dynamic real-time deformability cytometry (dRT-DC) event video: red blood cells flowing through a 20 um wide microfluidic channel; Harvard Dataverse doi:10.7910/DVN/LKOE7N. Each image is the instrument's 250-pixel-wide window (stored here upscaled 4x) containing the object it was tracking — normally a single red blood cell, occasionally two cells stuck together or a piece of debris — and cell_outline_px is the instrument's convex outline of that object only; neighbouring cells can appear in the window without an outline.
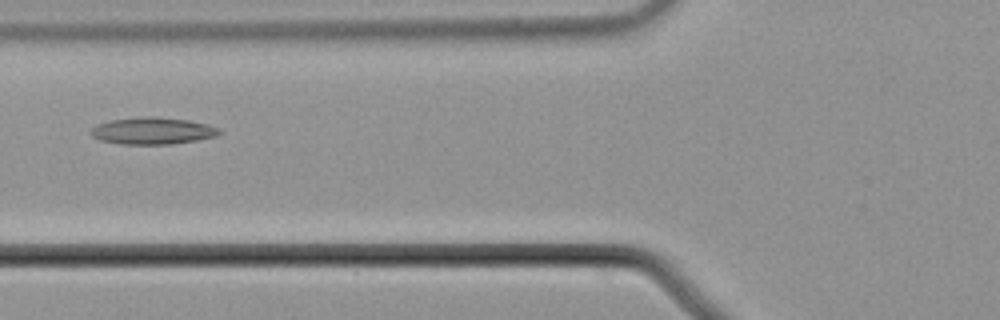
{"species": "common noctule bat (a hibernating species)", "species_latin": "Nyctalus noctula", "temperature_condition": "cold", "stored_images_in_passage": 7, "camera_frame_rate_fps": 3000, "um_per_image_px": 0.085, "animal": {"sex": "male", "body_mass_g": 21.5, "forearm_length_mm": 52.0}, "frame": {"image": 1, "passage_image": 5, "time_ms": 1.333, "image_size_px": [1000, 320], "cell_outline_px": [[220, 132], [216, 136], [196, 140], [172, 144], [120, 144], [100, 140], [92, 136], [92, 128], [96, 124], [108, 120], [140, 116], [156, 116], [188, 120], [208, 124], [220, 128]], "centroid_in_image_um": [12.96, 11.11], "position_along_channel_um": 112.8, "area_um2": 20.29}}
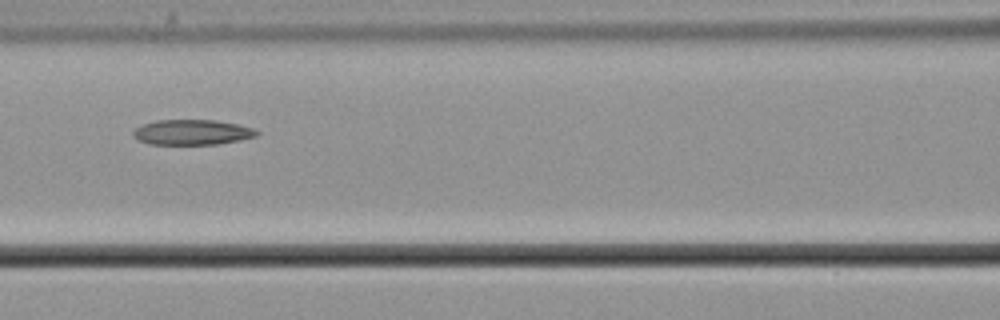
{"frame": {"image": 2, "passage_image": 6, "time_ms": 1.667, "image_size_px": [1000, 320], "cell_outline_px": [[260, 132], [256, 136], [240, 140], [216, 144], [148, 144], [132, 136], [132, 132], [136, 128], [144, 124], [156, 120], [216, 120], [236, 124], [252, 128]], "centroid_in_image_um": [16.32, 11.24], "position_along_channel_um": 150.3, "area_um2": 18.03}}
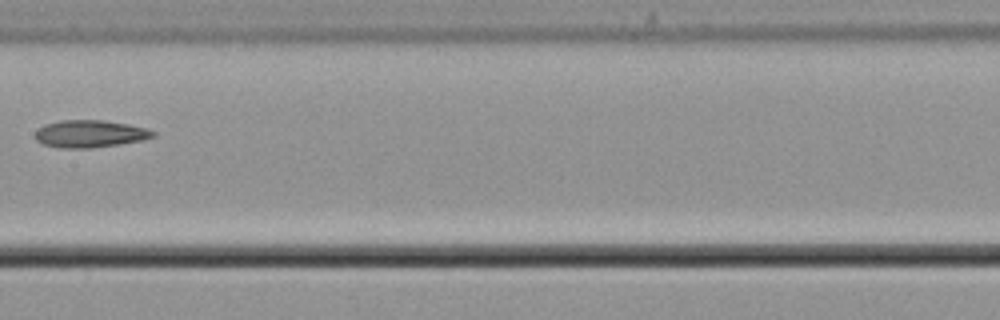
{"frame": {"image": 3, "passage_image": 7, "time_ms": 2.0, "image_size_px": [1000, 320], "cell_outline_px": [[156, 136], [144, 140], [120, 144], [92, 148], [60, 148], [44, 144], [36, 140], [36, 128], [44, 124], [60, 120], [104, 120], [128, 124], [144, 128], [156, 132]], "centroid_in_image_um": [7.64, 11.37], "position_along_channel_um": 199.8, "area_um2": 18.9}}